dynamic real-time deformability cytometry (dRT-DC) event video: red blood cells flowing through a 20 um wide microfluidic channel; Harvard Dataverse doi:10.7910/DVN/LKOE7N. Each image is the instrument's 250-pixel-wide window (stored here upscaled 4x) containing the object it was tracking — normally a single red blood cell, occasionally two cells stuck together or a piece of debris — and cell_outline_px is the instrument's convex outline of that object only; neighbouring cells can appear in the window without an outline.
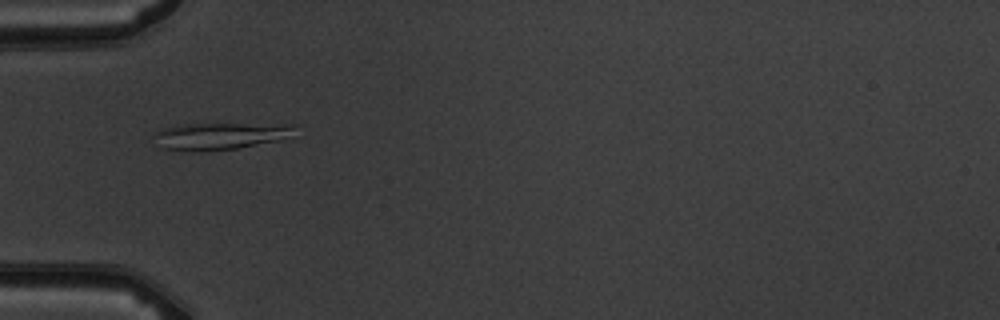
{"species": "common noctule bat (a hibernating species)", "species_latin": "Nyctalus noctula", "temperature_condition": "warm", "stored_images_in_passage": 4, "camera_frame_rate_fps": 3000, "um_per_image_px": 0.085, "animal": {"sex": "male", "body_mass_g": 19.5, "forearm_length_mm": 54.6}, "frame": {"image": 1, "passage_image": 3, "time_ms": 3.0, "image_size_px": [1000, 320], "cell_outline_px": [[296, 124], [292, 136], [280, 140], [236, 148], [200, 152], [192, 152], [160, 148], [152, 136], [152, 132], [176, 124]], "centroid_in_image_um": [18.63, 11.56], "position_along_channel_um": 66.4, "area_um2": 22.48}}